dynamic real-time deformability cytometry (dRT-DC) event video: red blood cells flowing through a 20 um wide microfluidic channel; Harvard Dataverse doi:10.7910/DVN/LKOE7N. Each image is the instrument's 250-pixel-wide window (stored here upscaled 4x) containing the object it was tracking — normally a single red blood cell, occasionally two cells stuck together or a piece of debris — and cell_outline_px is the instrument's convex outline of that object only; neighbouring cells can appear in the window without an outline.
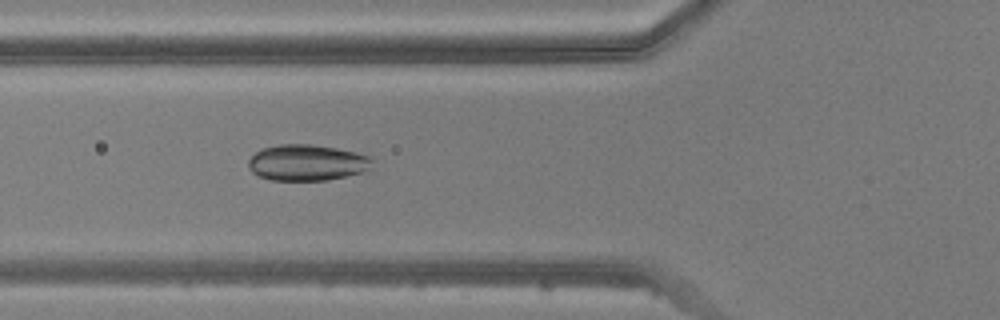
{"species": "common noctule bat (a hibernating species)", "species_latin": "Nyctalus noctula", "temperature_condition": "warm", "stored_images_in_passage": 48, "camera_frame_rate_fps": 3000, "um_per_image_px": 0.085, "animal": {"sex": "male", "body_mass_g": 20.5, "forearm_length_mm": 52.5}, "frame": {"image": 1, "passage_image": 17, "time_ms": 5.333, "image_size_px": [1000, 320], "cell_outline_px": [[372, 160], [368, 168], [364, 172], [328, 180], [272, 180], [260, 176], [252, 172], [248, 168], [248, 160], [260, 148], [280, 144], [308, 144], [336, 148], [356, 152], [372, 156]], "centroid_in_image_um": [26.08, 13.82], "position_along_channel_um": 99.7, "area_um2": 26.07}}
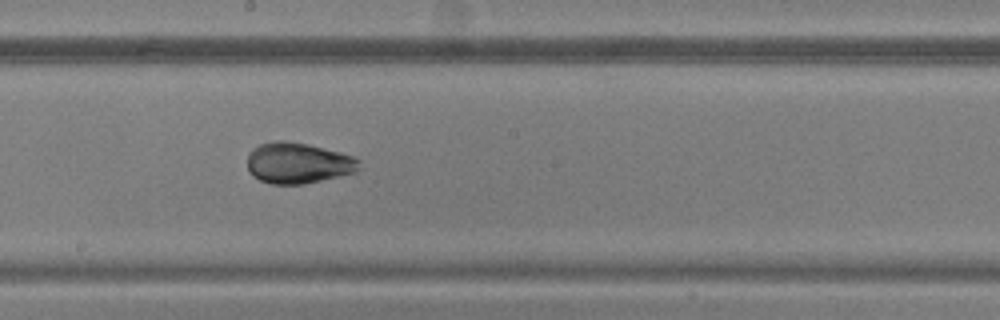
{"frame": {"image": 2, "passage_image": 26, "time_ms": 8.333, "image_size_px": [1000, 320], "cell_outline_px": [[360, 168], [356, 172], [304, 184], [272, 184], [260, 180], [252, 176], [248, 168], [248, 152], [252, 148], [260, 144], [272, 140], [284, 140], [308, 144], [340, 152], [352, 156], [360, 160]], "centroid_in_image_um": [25.32, 13.85], "position_along_channel_um": 222.9, "area_um2": 26.82}}
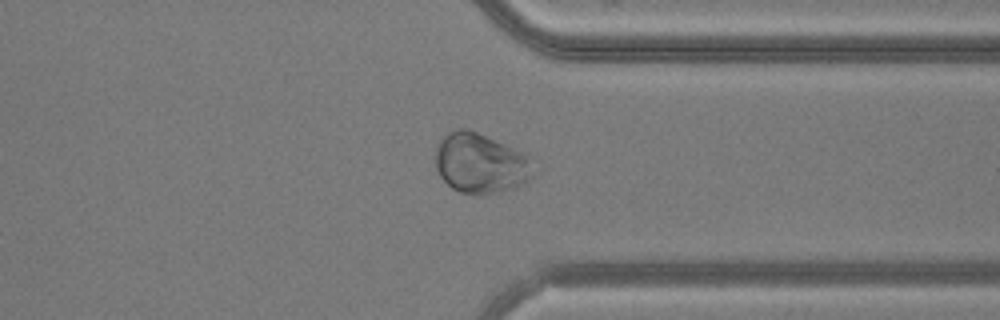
{"frame": {"image": 3, "passage_image": 37, "time_ms": 12.0, "image_size_px": [1000, 320], "cell_outline_px": [[532, 176], [524, 184], [500, 192], [480, 196], [460, 192], [452, 188], [440, 176], [436, 168], [436, 148], [440, 136], [456, 128], [464, 128], [476, 132], [528, 152]], "centroid_in_image_um": [40.83, 13.87], "position_along_channel_um": 370.6, "area_um2": 34.68}}